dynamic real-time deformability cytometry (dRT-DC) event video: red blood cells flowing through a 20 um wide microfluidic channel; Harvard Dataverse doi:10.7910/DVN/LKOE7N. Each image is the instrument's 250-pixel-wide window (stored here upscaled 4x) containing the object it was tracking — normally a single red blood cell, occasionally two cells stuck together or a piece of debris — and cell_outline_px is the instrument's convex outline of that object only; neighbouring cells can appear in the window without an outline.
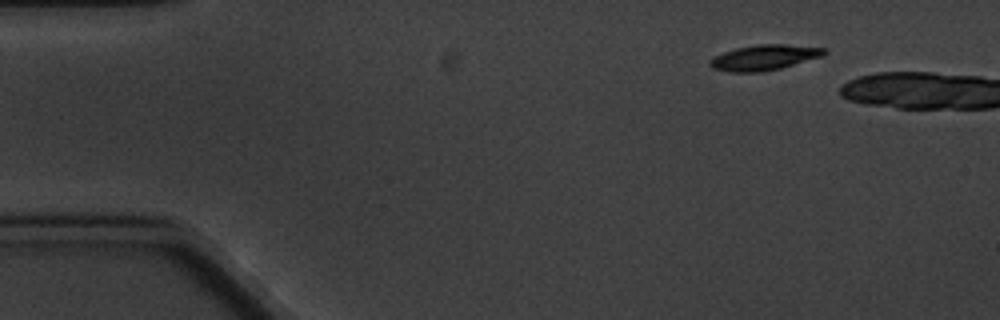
{"species": "common noctule bat (a hibernating species)", "species_latin": "Nyctalus noctula", "temperature_condition": "cold", "stored_images_in_passage": 6, "segment_of_instrument_passage": [2, 2], "camera_frame_rate_fps": 3000, "um_per_image_px": 0.085, "animal": {"sex": "male", "body_mass_g": 20.1, "forearm_length_mm": 53.5}, "frame": {"image": 1, "passage_image": 6, "time_ms": 6.667, "image_size_px": [1000, 320], "cell_outline_px": [[828, 52], [820, 56], [780, 68], [764, 72], [732, 72], [712, 68], [708, 64], [708, 60], [724, 52], [736, 48], [756, 44], [784, 44], [828, 48]], "centroid_in_image_um": [64.94, 4.88], "position_along_channel_um": 20.1, "area_um2": 16.82}}